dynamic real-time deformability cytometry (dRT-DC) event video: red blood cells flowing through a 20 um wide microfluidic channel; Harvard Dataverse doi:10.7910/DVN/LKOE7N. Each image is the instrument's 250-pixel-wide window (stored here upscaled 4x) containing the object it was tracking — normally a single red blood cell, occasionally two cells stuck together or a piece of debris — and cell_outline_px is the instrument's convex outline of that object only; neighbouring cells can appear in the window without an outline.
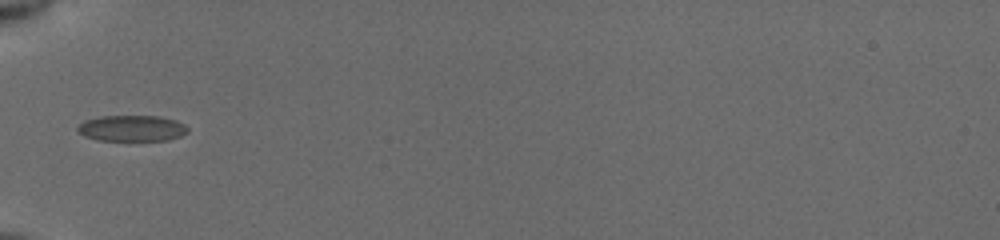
{"species": "common noctule bat (a hibernating species)", "species_latin": "Nyctalus noctula", "temperature_condition": "cold", "stored_images_in_passage": 16, "camera_frame_rate_fps": 3000, "um_per_image_px": 0.085, "animal": {"sex": "female", "body_mass_g": 19.5, "forearm_length_mm": 54.1}, "frame": {"image": 1, "passage_image": 1, "time_ms": 0.0, "image_size_px": [1000, 240], "cell_outline_px": [[188, 132], [180, 136], [168, 140], [96, 140], [84, 136], [76, 128], [84, 120], [100, 116], [160, 116], [176, 120], [184, 124], [188, 128]], "centroid_in_image_um": [11.21, 10.9], "position_along_channel_um": 73.8, "area_um2": 16.7}}
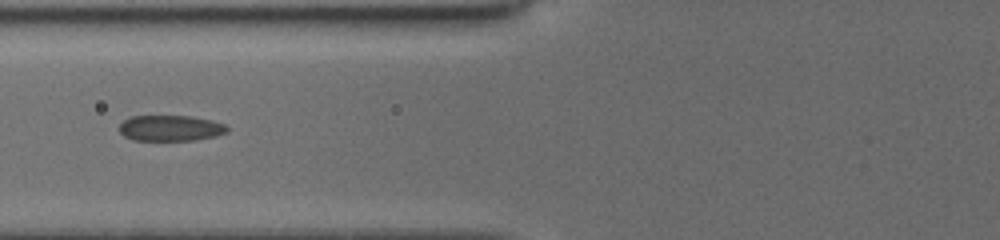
{"frame": {"image": 2, "passage_image": 4, "time_ms": 1.0, "image_size_px": [1000, 240], "cell_outline_px": [[228, 132], [216, 136], [196, 140], [132, 140], [124, 136], [120, 132], [120, 124], [124, 120], [132, 116], [188, 116], [212, 120], [224, 124], [228, 128]], "centroid_in_image_um": [14.5, 10.89], "position_along_channel_um": 111.3, "area_um2": 16.18}}